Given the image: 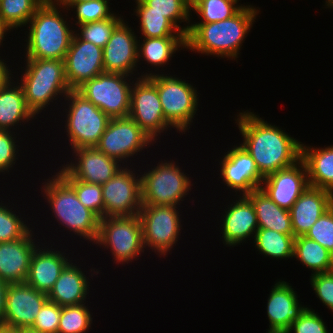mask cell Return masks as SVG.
Instances as JSON below:
<instances>
[{"mask_svg":"<svg viewBox=\"0 0 333 333\" xmlns=\"http://www.w3.org/2000/svg\"><path fill=\"white\" fill-rule=\"evenodd\" d=\"M72 159L60 166L57 172L63 179H78L91 184L103 185L123 166L115 159L102 153L97 147L72 150Z\"/></svg>","mask_w":333,"mask_h":333,"instance_id":"15","label":"cell"},{"mask_svg":"<svg viewBox=\"0 0 333 333\" xmlns=\"http://www.w3.org/2000/svg\"><path fill=\"white\" fill-rule=\"evenodd\" d=\"M109 0H90L70 2L66 7L62 6L61 10L68 13L69 10H75V26L95 21H101L110 18L115 12H111ZM72 8V9H70ZM65 9V10H64ZM67 10V11H66Z\"/></svg>","mask_w":333,"mask_h":333,"instance_id":"39","label":"cell"},{"mask_svg":"<svg viewBox=\"0 0 333 333\" xmlns=\"http://www.w3.org/2000/svg\"><path fill=\"white\" fill-rule=\"evenodd\" d=\"M20 333H40V332H36L28 328V329H20Z\"/></svg>","mask_w":333,"mask_h":333,"instance_id":"52","label":"cell"},{"mask_svg":"<svg viewBox=\"0 0 333 333\" xmlns=\"http://www.w3.org/2000/svg\"><path fill=\"white\" fill-rule=\"evenodd\" d=\"M47 300V294L36 290L26 282L9 284L0 325L17 329L31 328L35 317Z\"/></svg>","mask_w":333,"mask_h":333,"instance_id":"16","label":"cell"},{"mask_svg":"<svg viewBox=\"0 0 333 333\" xmlns=\"http://www.w3.org/2000/svg\"><path fill=\"white\" fill-rule=\"evenodd\" d=\"M72 259L63 269L52 290L49 292L48 300L59 306L77 305L86 303L89 299V277L85 275ZM88 295V296H87Z\"/></svg>","mask_w":333,"mask_h":333,"instance_id":"26","label":"cell"},{"mask_svg":"<svg viewBox=\"0 0 333 333\" xmlns=\"http://www.w3.org/2000/svg\"><path fill=\"white\" fill-rule=\"evenodd\" d=\"M293 258L310 269L311 276L333 270V254L306 236L295 237Z\"/></svg>","mask_w":333,"mask_h":333,"instance_id":"31","label":"cell"},{"mask_svg":"<svg viewBox=\"0 0 333 333\" xmlns=\"http://www.w3.org/2000/svg\"><path fill=\"white\" fill-rule=\"evenodd\" d=\"M0 333H20V329L0 325Z\"/></svg>","mask_w":333,"mask_h":333,"instance_id":"50","label":"cell"},{"mask_svg":"<svg viewBox=\"0 0 333 333\" xmlns=\"http://www.w3.org/2000/svg\"><path fill=\"white\" fill-rule=\"evenodd\" d=\"M190 4H192L194 2V0H187Z\"/></svg>","mask_w":333,"mask_h":333,"instance_id":"54","label":"cell"},{"mask_svg":"<svg viewBox=\"0 0 333 333\" xmlns=\"http://www.w3.org/2000/svg\"><path fill=\"white\" fill-rule=\"evenodd\" d=\"M259 13V7L248 4L226 20L214 23L191 22L186 35V49L237 61L239 50Z\"/></svg>","mask_w":333,"mask_h":333,"instance_id":"2","label":"cell"},{"mask_svg":"<svg viewBox=\"0 0 333 333\" xmlns=\"http://www.w3.org/2000/svg\"><path fill=\"white\" fill-rule=\"evenodd\" d=\"M65 75L71 90L105 72L103 48L80 39L75 33L64 59Z\"/></svg>","mask_w":333,"mask_h":333,"instance_id":"18","label":"cell"},{"mask_svg":"<svg viewBox=\"0 0 333 333\" xmlns=\"http://www.w3.org/2000/svg\"><path fill=\"white\" fill-rule=\"evenodd\" d=\"M21 80H16L23 89L27 107L40 114L48 105L62 98L71 90L65 75L64 60L25 59ZM25 69V70H24ZM21 81V82H19Z\"/></svg>","mask_w":333,"mask_h":333,"instance_id":"5","label":"cell"},{"mask_svg":"<svg viewBox=\"0 0 333 333\" xmlns=\"http://www.w3.org/2000/svg\"><path fill=\"white\" fill-rule=\"evenodd\" d=\"M129 117L155 143L163 131L172 130L165 120L157 87L147 77H138L133 81Z\"/></svg>","mask_w":333,"mask_h":333,"instance_id":"13","label":"cell"},{"mask_svg":"<svg viewBox=\"0 0 333 333\" xmlns=\"http://www.w3.org/2000/svg\"><path fill=\"white\" fill-rule=\"evenodd\" d=\"M10 30L0 21V47L3 46V41H5V36H7Z\"/></svg>","mask_w":333,"mask_h":333,"instance_id":"49","label":"cell"},{"mask_svg":"<svg viewBox=\"0 0 333 333\" xmlns=\"http://www.w3.org/2000/svg\"><path fill=\"white\" fill-rule=\"evenodd\" d=\"M130 77L137 78L122 73L103 72L85 82L77 91L110 118L128 117L131 85L134 81Z\"/></svg>","mask_w":333,"mask_h":333,"instance_id":"11","label":"cell"},{"mask_svg":"<svg viewBox=\"0 0 333 333\" xmlns=\"http://www.w3.org/2000/svg\"><path fill=\"white\" fill-rule=\"evenodd\" d=\"M60 315L61 306L47 300L35 317V322L30 329L40 333H57Z\"/></svg>","mask_w":333,"mask_h":333,"instance_id":"44","label":"cell"},{"mask_svg":"<svg viewBox=\"0 0 333 333\" xmlns=\"http://www.w3.org/2000/svg\"><path fill=\"white\" fill-rule=\"evenodd\" d=\"M2 56H0V90L14 77L12 76V72L10 70V67L7 62L4 59H1ZM12 77V78H11Z\"/></svg>","mask_w":333,"mask_h":333,"instance_id":"47","label":"cell"},{"mask_svg":"<svg viewBox=\"0 0 333 333\" xmlns=\"http://www.w3.org/2000/svg\"><path fill=\"white\" fill-rule=\"evenodd\" d=\"M101 186L104 217L138 215L142 207L141 177L135 169L124 165Z\"/></svg>","mask_w":333,"mask_h":333,"instance_id":"14","label":"cell"},{"mask_svg":"<svg viewBox=\"0 0 333 333\" xmlns=\"http://www.w3.org/2000/svg\"><path fill=\"white\" fill-rule=\"evenodd\" d=\"M39 244L31 258L26 283L36 290L49 294L65 266L71 261L69 254L59 251L58 248ZM41 246V247H40ZM48 247V248H47ZM69 259V260H68Z\"/></svg>","mask_w":333,"mask_h":333,"instance_id":"24","label":"cell"},{"mask_svg":"<svg viewBox=\"0 0 333 333\" xmlns=\"http://www.w3.org/2000/svg\"><path fill=\"white\" fill-rule=\"evenodd\" d=\"M235 121L243 137L239 144L252 156L263 177L301 160L302 142L279 126L268 123L249 110L239 112Z\"/></svg>","mask_w":333,"mask_h":333,"instance_id":"1","label":"cell"},{"mask_svg":"<svg viewBox=\"0 0 333 333\" xmlns=\"http://www.w3.org/2000/svg\"><path fill=\"white\" fill-rule=\"evenodd\" d=\"M160 73L141 72V77H147L157 87L166 122L176 132L185 134L191 128L195 115H198V91L193 83L191 85L177 75Z\"/></svg>","mask_w":333,"mask_h":333,"instance_id":"6","label":"cell"},{"mask_svg":"<svg viewBox=\"0 0 333 333\" xmlns=\"http://www.w3.org/2000/svg\"><path fill=\"white\" fill-rule=\"evenodd\" d=\"M49 178L40 188L58 225L94 245L100 218L79 201L73 188L57 172Z\"/></svg>","mask_w":333,"mask_h":333,"instance_id":"4","label":"cell"},{"mask_svg":"<svg viewBox=\"0 0 333 333\" xmlns=\"http://www.w3.org/2000/svg\"><path fill=\"white\" fill-rule=\"evenodd\" d=\"M8 285H9L8 283L0 279V321L2 320L4 315Z\"/></svg>","mask_w":333,"mask_h":333,"instance_id":"48","label":"cell"},{"mask_svg":"<svg viewBox=\"0 0 333 333\" xmlns=\"http://www.w3.org/2000/svg\"><path fill=\"white\" fill-rule=\"evenodd\" d=\"M309 280L317 298L333 312V270L312 275Z\"/></svg>","mask_w":333,"mask_h":333,"instance_id":"46","label":"cell"},{"mask_svg":"<svg viewBox=\"0 0 333 333\" xmlns=\"http://www.w3.org/2000/svg\"><path fill=\"white\" fill-rule=\"evenodd\" d=\"M301 160L306 166L309 186L333 193V145L314 148L302 143Z\"/></svg>","mask_w":333,"mask_h":333,"instance_id":"28","label":"cell"},{"mask_svg":"<svg viewBox=\"0 0 333 333\" xmlns=\"http://www.w3.org/2000/svg\"><path fill=\"white\" fill-rule=\"evenodd\" d=\"M33 230L19 240L0 242V279L8 284L26 282L32 255L38 246Z\"/></svg>","mask_w":333,"mask_h":333,"instance_id":"22","label":"cell"},{"mask_svg":"<svg viewBox=\"0 0 333 333\" xmlns=\"http://www.w3.org/2000/svg\"><path fill=\"white\" fill-rule=\"evenodd\" d=\"M294 234L278 233L277 231L258 228L255 232L253 243L255 248L264 257L272 259H293Z\"/></svg>","mask_w":333,"mask_h":333,"instance_id":"32","label":"cell"},{"mask_svg":"<svg viewBox=\"0 0 333 333\" xmlns=\"http://www.w3.org/2000/svg\"><path fill=\"white\" fill-rule=\"evenodd\" d=\"M180 206L142 205L138 216L140 218L143 245L158 257L168 255L181 236L182 219L177 209ZM161 255V256H160Z\"/></svg>","mask_w":333,"mask_h":333,"instance_id":"10","label":"cell"},{"mask_svg":"<svg viewBox=\"0 0 333 333\" xmlns=\"http://www.w3.org/2000/svg\"><path fill=\"white\" fill-rule=\"evenodd\" d=\"M153 144L155 142L128 116L111 118L96 147L123 166H128L129 158Z\"/></svg>","mask_w":333,"mask_h":333,"instance_id":"12","label":"cell"},{"mask_svg":"<svg viewBox=\"0 0 333 333\" xmlns=\"http://www.w3.org/2000/svg\"><path fill=\"white\" fill-rule=\"evenodd\" d=\"M94 244L110 249L112 260L118 265L139 260L138 257L145 251L139 216L101 218Z\"/></svg>","mask_w":333,"mask_h":333,"instance_id":"9","label":"cell"},{"mask_svg":"<svg viewBox=\"0 0 333 333\" xmlns=\"http://www.w3.org/2000/svg\"><path fill=\"white\" fill-rule=\"evenodd\" d=\"M124 20L123 16H118L114 13L110 18L90 22L86 24L78 25V30L74 29V33L80 38L87 42H91L94 45L104 48L106 43L111 38V35L115 28ZM80 31V32H79Z\"/></svg>","mask_w":333,"mask_h":333,"instance_id":"37","label":"cell"},{"mask_svg":"<svg viewBox=\"0 0 333 333\" xmlns=\"http://www.w3.org/2000/svg\"><path fill=\"white\" fill-rule=\"evenodd\" d=\"M237 196L238 200L225 207L220 220L223 244L230 248L254 239L259 228L252 202L245 195Z\"/></svg>","mask_w":333,"mask_h":333,"instance_id":"21","label":"cell"},{"mask_svg":"<svg viewBox=\"0 0 333 333\" xmlns=\"http://www.w3.org/2000/svg\"><path fill=\"white\" fill-rule=\"evenodd\" d=\"M240 0H194L191 10L194 11L200 22L214 23L231 18L245 5L238 3Z\"/></svg>","mask_w":333,"mask_h":333,"instance_id":"36","label":"cell"},{"mask_svg":"<svg viewBox=\"0 0 333 333\" xmlns=\"http://www.w3.org/2000/svg\"><path fill=\"white\" fill-rule=\"evenodd\" d=\"M224 153L218 165L222 182L228 187L226 189H233L236 195H246L261 188L264 177L244 147L236 144Z\"/></svg>","mask_w":333,"mask_h":333,"instance_id":"17","label":"cell"},{"mask_svg":"<svg viewBox=\"0 0 333 333\" xmlns=\"http://www.w3.org/2000/svg\"><path fill=\"white\" fill-rule=\"evenodd\" d=\"M332 206L333 193L312 186L307 187L289 210L294 236H305Z\"/></svg>","mask_w":333,"mask_h":333,"instance_id":"25","label":"cell"},{"mask_svg":"<svg viewBox=\"0 0 333 333\" xmlns=\"http://www.w3.org/2000/svg\"><path fill=\"white\" fill-rule=\"evenodd\" d=\"M184 171L173 159H161L157 166L140 172L142 205H180L193 186Z\"/></svg>","mask_w":333,"mask_h":333,"instance_id":"8","label":"cell"},{"mask_svg":"<svg viewBox=\"0 0 333 333\" xmlns=\"http://www.w3.org/2000/svg\"><path fill=\"white\" fill-rule=\"evenodd\" d=\"M253 204L259 228H267L278 233L294 234L290 211L279 207L260 188L245 195Z\"/></svg>","mask_w":333,"mask_h":333,"instance_id":"29","label":"cell"},{"mask_svg":"<svg viewBox=\"0 0 333 333\" xmlns=\"http://www.w3.org/2000/svg\"><path fill=\"white\" fill-rule=\"evenodd\" d=\"M307 187L309 182L306 166L300 160L291 167L264 177L260 189L279 207L290 210Z\"/></svg>","mask_w":333,"mask_h":333,"instance_id":"20","label":"cell"},{"mask_svg":"<svg viewBox=\"0 0 333 333\" xmlns=\"http://www.w3.org/2000/svg\"><path fill=\"white\" fill-rule=\"evenodd\" d=\"M61 306V315L57 333H87L93 324V318L87 305Z\"/></svg>","mask_w":333,"mask_h":333,"instance_id":"38","label":"cell"},{"mask_svg":"<svg viewBox=\"0 0 333 333\" xmlns=\"http://www.w3.org/2000/svg\"><path fill=\"white\" fill-rule=\"evenodd\" d=\"M123 20L113 31L111 38L103 48V67L105 72L140 76L138 63V35ZM139 74V75H138Z\"/></svg>","mask_w":333,"mask_h":333,"instance_id":"19","label":"cell"},{"mask_svg":"<svg viewBox=\"0 0 333 333\" xmlns=\"http://www.w3.org/2000/svg\"><path fill=\"white\" fill-rule=\"evenodd\" d=\"M75 191L79 201L93 211L100 219L104 218L102 186L78 179H64Z\"/></svg>","mask_w":333,"mask_h":333,"instance_id":"41","label":"cell"},{"mask_svg":"<svg viewBox=\"0 0 333 333\" xmlns=\"http://www.w3.org/2000/svg\"><path fill=\"white\" fill-rule=\"evenodd\" d=\"M134 10L143 38L186 37L162 14L149 12V7H135Z\"/></svg>","mask_w":333,"mask_h":333,"instance_id":"35","label":"cell"},{"mask_svg":"<svg viewBox=\"0 0 333 333\" xmlns=\"http://www.w3.org/2000/svg\"><path fill=\"white\" fill-rule=\"evenodd\" d=\"M61 8L56 0H46L29 20L23 54L26 59H65L75 31Z\"/></svg>","mask_w":333,"mask_h":333,"instance_id":"3","label":"cell"},{"mask_svg":"<svg viewBox=\"0 0 333 333\" xmlns=\"http://www.w3.org/2000/svg\"><path fill=\"white\" fill-rule=\"evenodd\" d=\"M272 286L266 308L269 321L267 333H285L307 305L299 304V297L290 283L279 280Z\"/></svg>","mask_w":333,"mask_h":333,"instance_id":"23","label":"cell"},{"mask_svg":"<svg viewBox=\"0 0 333 333\" xmlns=\"http://www.w3.org/2000/svg\"><path fill=\"white\" fill-rule=\"evenodd\" d=\"M141 41V42H140ZM186 48V37H160V38H144L138 40V62L146 61L150 66L165 67L172 60L171 57Z\"/></svg>","mask_w":333,"mask_h":333,"instance_id":"30","label":"cell"},{"mask_svg":"<svg viewBox=\"0 0 333 333\" xmlns=\"http://www.w3.org/2000/svg\"><path fill=\"white\" fill-rule=\"evenodd\" d=\"M16 82L12 79L0 90V130L16 131L22 122L24 126L37 119L27 107L23 89Z\"/></svg>","mask_w":333,"mask_h":333,"instance_id":"27","label":"cell"},{"mask_svg":"<svg viewBox=\"0 0 333 333\" xmlns=\"http://www.w3.org/2000/svg\"><path fill=\"white\" fill-rule=\"evenodd\" d=\"M46 0H0V21L10 30L26 27ZM15 28V29H14Z\"/></svg>","mask_w":333,"mask_h":333,"instance_id":"34","label":"cell"},{"mask_svg":"<svg viewBox=\"0 0 333 333\" xmlns=\"http://www.w3.org/2000/svg\"><path fill=\"white\" fill-rule=\"evenodd\" d=\"M134 7H149V12H157L166 17L182 34H188L192 17L191 4L187 0H139ZM183 24V27L180 25ZM179 23V24H178ZM185 25V26H184ZM187 25V26H186Z\"/></svg>","mask_w":333,"mask_h":333,"instance_id":"33","label":"cell"},{"mask_svg":"<svg viewBox=\"0 0 333 333\" xmlns=\"http://www.w3.org/2000/svg\"><path fill=\"white\" fill-rule=\"evenodd\" d=\"M59 4L66 7L70 2L90 1V0H56Z\"/></svg>","mask_w":333,"mask_h":333,"instance_id":"51","label":"cell"},{"mask_svg":"<svg viewBox=\"0 0 333 333\" xmlns=\"http://www.w3.org/2000/svg\"><path fill=\"white\" fill-rule=\"evenodd\" d=\"M14 131L0 130V174L11 172L18 159L20 147ZM18 146V147H17ZM6 171V172H5Z\"/></svg>","mask_w":333,"mask_h":333,"instance_id":"43","label":"cell"},{"mask_svg":"<svg viewBox=\"0 0 333 333\" xmlns=\"http://www.w3.org/2000/svg\"><path fill=\"white\" fill-rule=\"evenodd\" d=\"M63 99L68 106L63 110L66 114L64 132L69 138L71 150L96 147L111 118L77 90H70Z\"/></svg>","mask_w":333,"mask_h":333,"instance_id":"7","label":"cell"},{"mask_svg":"<svg viewBox=\"0 0 333 333\" xmlns=\"http://www.w3.org/2000/svg\"><path fill=\"white\" fill-rule=\"evenodd\" d=\"M0 202V242H11L23 238L32 228L21 215H16L12 206ZM27 221V224H26Z\"/></svg>","mask_w":333,"mask_h":333,"instance_id":"40","label":"cell"},{"mask_svg":"<svg viewBox=\"0 0 333 333\" xmlns=\"http://www.w3.org/2000/svg\"><path fill=\"white\" fill-rule=\"evenodd\" d=\"M325 2V8H333V0H326Z\"/></svg>","mask_w":333,"mask_h":333,"instance_id":"53","label":"cell"},{"mask_svg":"<svg viewBox=\"0 0 333 333\" xmlns=\"http://www.w3.org/2000/svg\"><path fill=\"white\" fill-rule=\"evenodd\" d=\"M285 333H329V331L322 317L307 307Z\"/></svg>","mask_w":333,"mask_h":333,"instance_id":"45","label":"cell"},{"mask_svg":"<svg viewBox=\"0 0 333 333\" xmlns=\"http://www.w3.org/2000/svg\"><path fill=\"white\" fill-rule=\"evenodd\" d=\"M305 236L333 254V206L314 223Z\"/></svg>","mask_w":333,"mask_h":333,"instance_id":"42","label":"cell"}]
</instances>
